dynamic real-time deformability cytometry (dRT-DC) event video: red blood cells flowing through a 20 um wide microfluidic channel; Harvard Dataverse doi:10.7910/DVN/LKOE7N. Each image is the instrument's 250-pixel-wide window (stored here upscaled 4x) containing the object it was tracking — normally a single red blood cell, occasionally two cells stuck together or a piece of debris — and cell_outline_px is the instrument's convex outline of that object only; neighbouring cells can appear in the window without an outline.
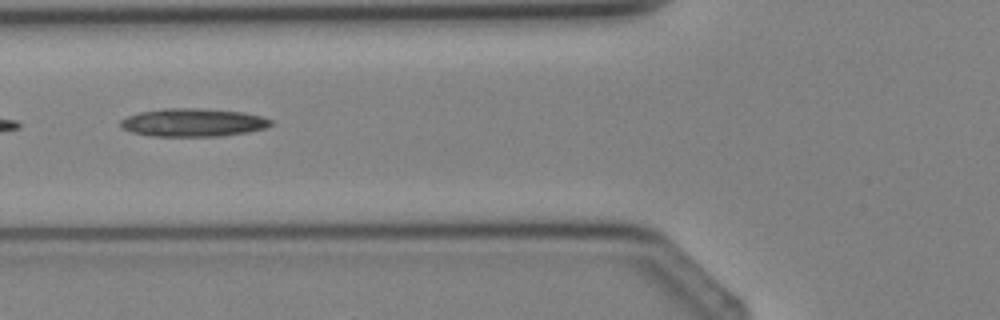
{"species": "Egyptian fruit bat (a non-hibernating species)", "species_latin": "Rousettus aegyptiacus", "temperature_condition": "cold", "stored_images_in_passage": 3, "camera_frame_rate_fps": 3000, "um_per_image_px": 0.085, "animal": {"sex": "female"}, "frame": {"image": 1, "passage_image": 3, "time_ms": 2.333, "image_size_px": [1000, 320], "cell_outline_px": [[276, 124], [264, 128], [248, 132], [220, 136], [152, 136], [132, 132], [120, 128], [120, 120], [128, 116], [140, 112], [164, 108], [196, 108], [240, 112], [260, 116], [272, 120]], "centroid_in_image_um": [16.4, 10.42], "position_along_channel_um": 109.4, "area_um2": 24.57}}